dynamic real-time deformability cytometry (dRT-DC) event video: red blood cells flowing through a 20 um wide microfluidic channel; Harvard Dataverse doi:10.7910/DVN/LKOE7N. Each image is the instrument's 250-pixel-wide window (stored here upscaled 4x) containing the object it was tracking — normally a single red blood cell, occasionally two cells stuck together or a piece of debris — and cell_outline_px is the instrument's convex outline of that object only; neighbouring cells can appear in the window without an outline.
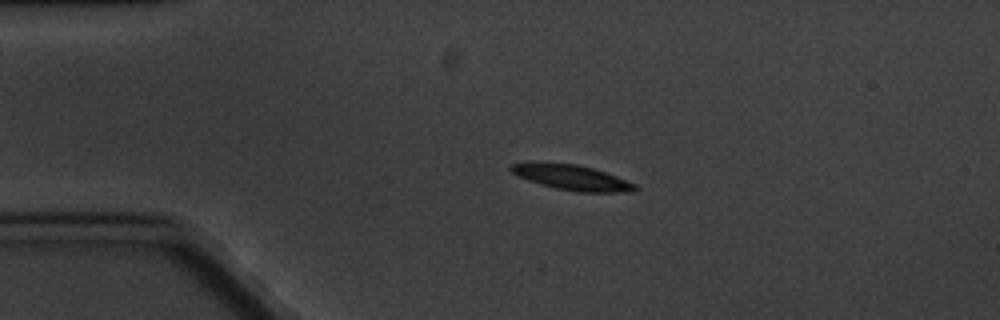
{"species": "common noctule bat (a hibernating species)", "species_latin": "Nyctalus noctula", "temperature_condition": "cold", "stored_images_in_passage": 4, "camera_frame_rate_fps": 3000, "um_per_image_px": 0.085, "animal": {"sex": "male", "body_mass_g": 20.1, "forearm_length_mm": 53.5}, "frame": {"image": 1, "passage_image": 3, "time_ms": 2.0, "image_size_px": [1000, 320], "cell_outline_px": [[640, 188], [632, 192], [576, 192], [556, 188], [540, 184], [528, 180], [512, 172], [508, 168], [512, 164], [576, 164], [592, 168], [616, 176], [636, 184]], "centroid_in_image_um": [48.72, 15.13], "position_along_channel_um": 36.3, "area_um2": 17.63}}